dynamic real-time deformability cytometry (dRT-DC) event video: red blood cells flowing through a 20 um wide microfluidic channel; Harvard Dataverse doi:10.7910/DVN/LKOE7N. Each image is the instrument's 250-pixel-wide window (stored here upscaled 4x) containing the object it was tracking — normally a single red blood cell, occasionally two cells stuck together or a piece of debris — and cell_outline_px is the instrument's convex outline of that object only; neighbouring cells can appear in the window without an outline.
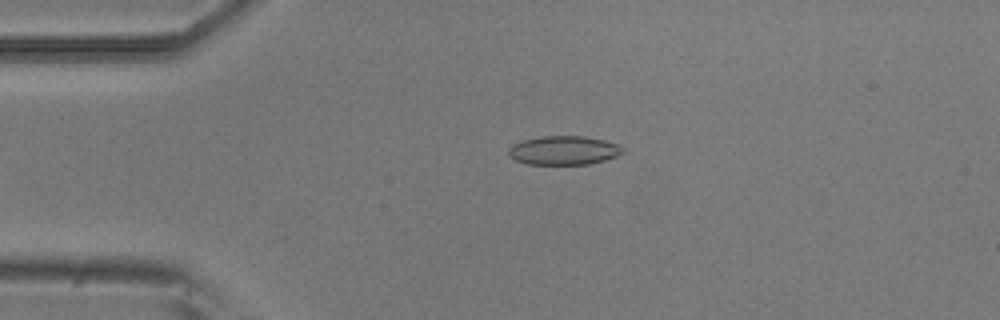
{"species": "common noctule bat (a hibernating species)", "species_latin": "Nyctalus noctula", "temperature_condition": "room temperature", "stored_images_in_passage": 2, "camera_frame_rate_fps": 3000, "um_per_image_px": 0.085, "animal": {"sex": "male", "body_mass_g": 20.5, "forearm_length_mm": 52.5}, "frame": {"image": 1, "passage_image": 1, "time_ms": 0.0, "image_size_px": [1000, 320], "cell_outline_px": [[624, 152], [616, 156], [604, 160], [588, 164], [528, 164], [516, 160], [508, 156], [508, 148], [512, 144], [524, 140], [540, 136], [584, 136], [604, 140], [616, 144], [624, 148]], "centroid_in_image_um": [47.89, 12.78], "position_along_channel_um": 37.1, "area_um2": 19.19}}